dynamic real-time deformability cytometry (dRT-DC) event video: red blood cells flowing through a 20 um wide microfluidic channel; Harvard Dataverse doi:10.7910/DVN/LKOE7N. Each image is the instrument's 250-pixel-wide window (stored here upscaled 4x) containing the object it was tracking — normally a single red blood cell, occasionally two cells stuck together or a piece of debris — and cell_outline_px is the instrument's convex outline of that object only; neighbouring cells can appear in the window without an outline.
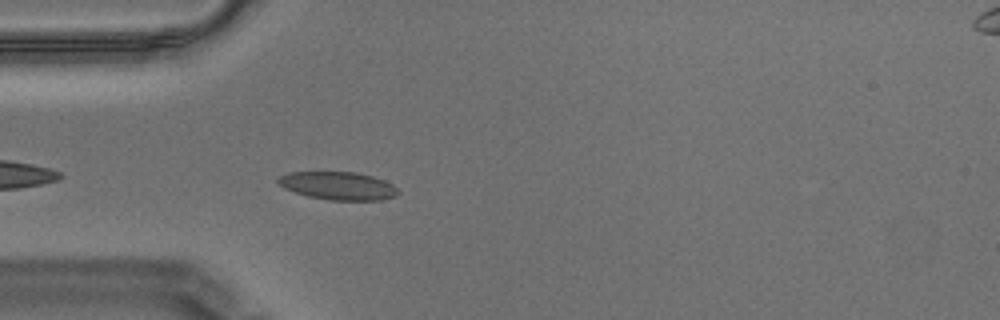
{"species": "Egyptian fruit bat (a non-hibernating species)", "species_latin": "Rousettus aegyptiacus", "temperature_condition": "warm", "stored_images_in_passage": 44, "camera_frame_rate_fps": 3000, "um_per_image_px": 0.085, "animal": {"sex": "male"}, "frame": {"image": 1, "passage_image": 3, "time_ms": 0.667, "image_size_px": [1000, 320], "cell_outline_px": [[400, 192], [396, 196], [380, 200], [328, 200], [308, 196], [284, 188], [276, 184], [276, 180], [280, 176], [288, 172], [356, 172], [372, 176], [384, 180], [392, 184]], "centroid_in_image_um": [28.72, 15.79], "position_along_channel_um": 56.3, "area_um2": 19.65}}
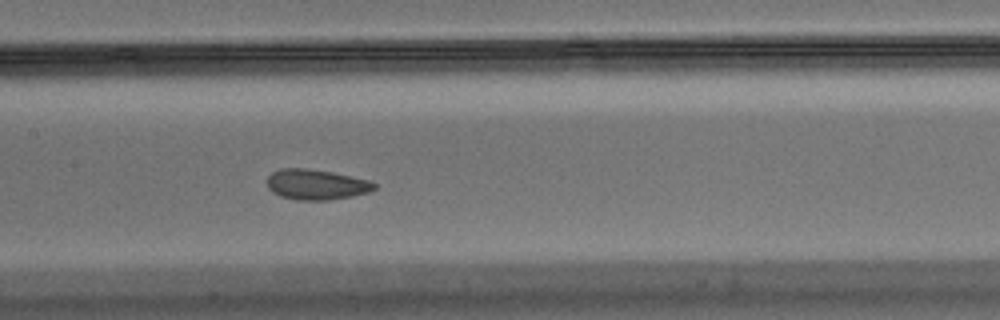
{"frame": {"image": 2, "passage_image": 14, "time_ms": 4.333, "image_size_px": [1000, 320], "cell_outline_px": [[376, 188], [368, 192], [352, 196], [328, 200], [296, 200], [280, 196], [272, 192], [268, 188], [268, 176], [272, 172], [280, 168], [308, 168], [332, 172], [368, 180], [376, 184]], "centroid_in_image_um": [26.85, 15.68], "position_along_channel_um": 180.5, "area_um2": 18.96}}
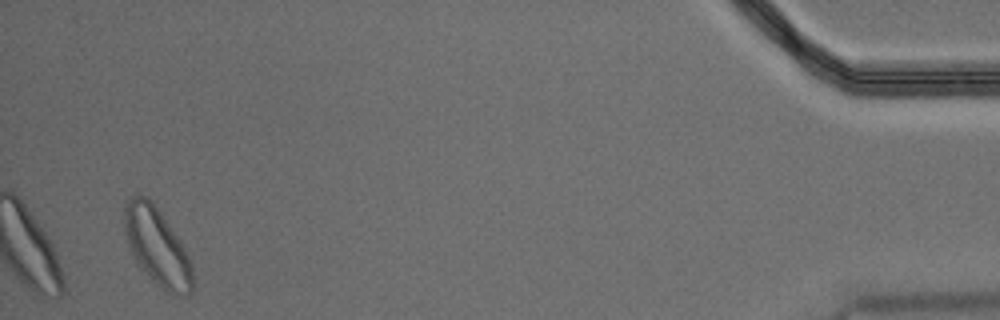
{"frame": {"image": 3, "passage_image": 42, "time_ms": 13.667, "image_size_px": [1000, 320], "cell_outline_px": [[192, 292], [188, 296], [172, 296], [160, 288], [140, 268], [132, 252], [124, 232], [124, 208], [128, 200], [132, 196], [148, 196], [152, 200], [180, 240], [192, 264]], "centroid_in_image_um": [13.36, 21.0], "position_along_channel_um": 421.8, "area_um2": 30.87}, "authors_computed_cell_mechanics": {"area_um2": 19.3919, "velocity_mm_per_s": 3.4641, "shape_relaxation_time_tau1_ms": 4.7261, "shape_relaxation_time_tau2_ms": 1.8118, "deformation_change_tau1": 0.1049, "deformation_change_tau2": 0.068}}